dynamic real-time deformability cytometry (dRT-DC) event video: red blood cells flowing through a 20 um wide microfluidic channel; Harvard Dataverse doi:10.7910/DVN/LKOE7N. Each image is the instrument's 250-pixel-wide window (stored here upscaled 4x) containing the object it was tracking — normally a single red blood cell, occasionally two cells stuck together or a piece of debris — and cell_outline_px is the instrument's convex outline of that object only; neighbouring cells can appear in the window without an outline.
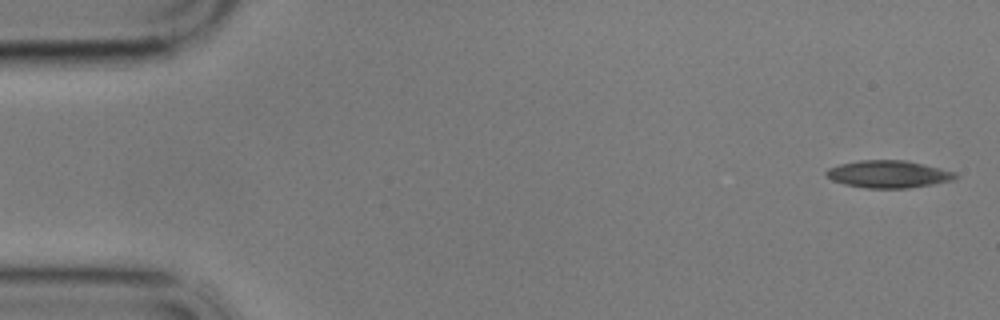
{"species": "common noctule bat (a hibernating species)", "species_latin": "Nyctalus noctula", "temperature_condition": "cold", "stored_images_in_passage": 9, "camera_frame_rate_fps": 3000, "um_per_image_px": 0.085, "animal": {"sex": "male", "body_mass_g": 17.9}, "frame": {"image": 1, "passage_image": 1, "time_ms": 0.0, "image_size_px": [1000, 320], "cell_outline_px": [[960, 176], [956, 180], [908, 188], [868, 188], [844, 184], [832, 180], [824, 172], [828, 168], [840, 164], [860, 160], [904, 160], [924, 164], [956, 172]], "centroid_in_image_um": [75.56, 14.8], "position_along_channel_um": 9.4, "area_um2": 20.63}}